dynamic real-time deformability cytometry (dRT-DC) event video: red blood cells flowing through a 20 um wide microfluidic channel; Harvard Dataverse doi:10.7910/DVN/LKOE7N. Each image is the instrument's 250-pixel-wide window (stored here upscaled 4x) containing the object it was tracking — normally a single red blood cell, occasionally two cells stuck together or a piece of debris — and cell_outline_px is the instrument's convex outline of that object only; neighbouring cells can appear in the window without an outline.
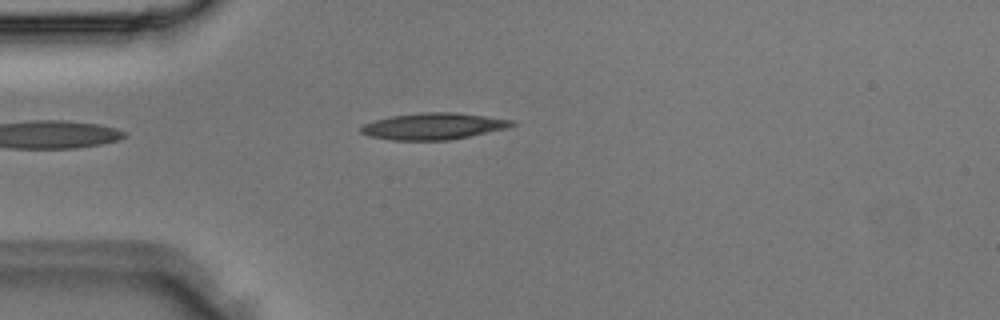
{"species": "Egyptian fruit bat (a non-hibernating species)", "species_latin": "Rousettus aegyptiacus", "temperature_condition": "room temperature", "stored_images_in_passage": 1, "camera_frame_rate_fps": 3000, "um_per_image_px": 0.085, "animal": {"sex": "male"}, "frame": {"image": 1, "passage_image": 1, "time_ms": 0.0, "image_size_px": [1000, 320], "cell_outline_px": [[516, 124], [508, 128], [448, 140], [392, 140], [368, 136], [360, 132], [360, 128], [364, 124], [376, 120], [392, 116], [420, 112], [456, 112], [516, 120]], "centroid_in_image_um": [36.86, 10.72], "position_along_channel_um": 48.1, "area_um2": 23.35}}